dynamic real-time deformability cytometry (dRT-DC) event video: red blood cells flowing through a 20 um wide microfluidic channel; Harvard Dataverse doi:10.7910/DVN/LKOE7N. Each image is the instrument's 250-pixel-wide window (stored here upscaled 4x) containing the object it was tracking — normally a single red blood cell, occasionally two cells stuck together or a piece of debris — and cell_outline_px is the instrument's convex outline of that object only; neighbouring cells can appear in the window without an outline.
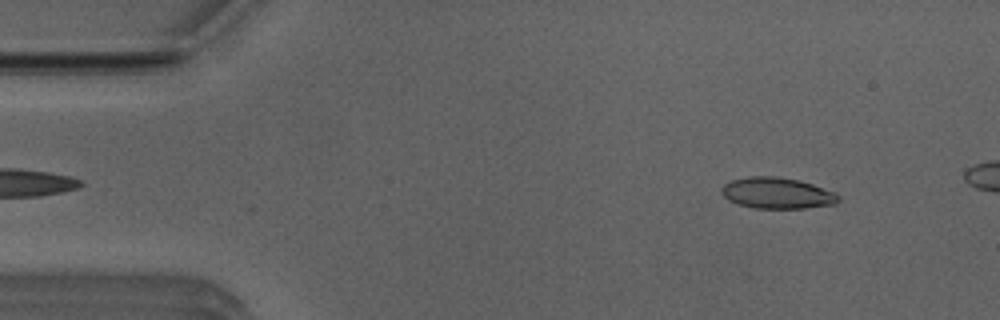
{"species": "Egyptian fruit bat (a non-hibernating species)", "species_latin": "Rousettus aegyptiacus", "temperature_condition": "room temperature", "stored_images_in_passage": 47, "camera_frame_rate_fps": 3000, "um_per_image_px": 0.085, "animal": {"sex": "male"}, "frame": {"image": 1, "passage_image": 5, "time_ms": 1.333, "image_size_px": [1000, 320], "cell_outline_px": [[840, 200], [836, 204], [804, 208], [756, 208], [740, 204], [728, 200], [720, 192], [720, 188], [724, 184], [732, 180], [752, 176], [776, 176], [800, 180], [836, 192], [840, 196]], "centroid_in_image_um": [66.08, 16.41], "position_along_channel_um": 18.9, "area_um2": 21.27}}
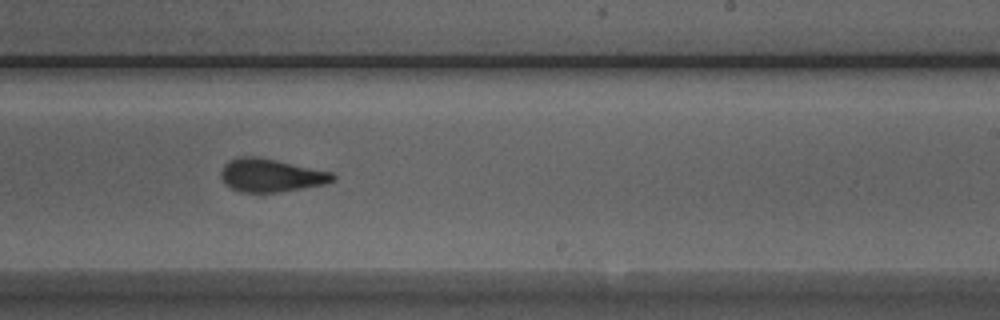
{"frame": {"image": 2, "passage_image": 30, "time_ms": 9.667, "image_size_px": [1000, 320], "cell_outline_px": [[336, 180], [324, 184], [280, 192], [240, 192], [224, 184], [220, 176], [220, 172], [224, 164], [228, 160], [236, 156], [256, 156], [276, 160], [332, 172], [336, 176]], "centroid_in_image_um": [22.99, 14.89], "position_along_channel_um": 266.0, "area_um2": 21.73}}
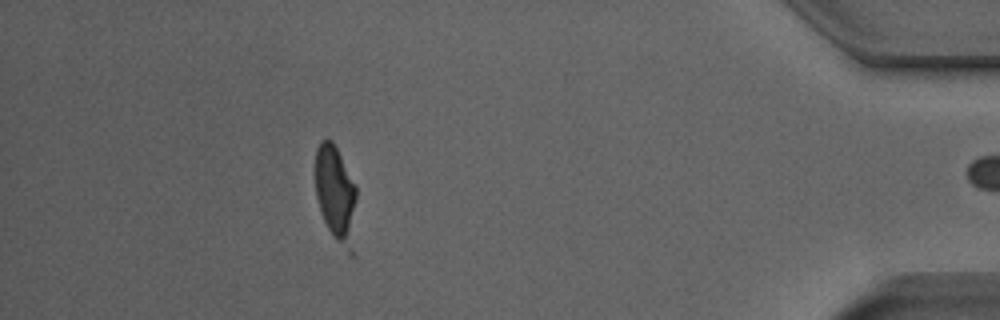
{"frame": {"image": 3, "passage_image": 45, "time_ms": 14.667, "image_size_px": [1000, 320], "cell_outline_px": [[356, 256], [348, 256], [336, 240], [328, 228], [320, 212], [316, 196], [316, 148], [320, 140], [332, 140], [356, 184]], "centroid_in_image_um": [28.6, 16.64], "position_along_channel_um": 406.6, "area_um2": 24.04}, "authors_computed_cell_mechanics": {"area_um2": 21.964, "velocity_mm_per_s": 3.9668, "shape_relaxation_time_tau1_ms": 7.1262, "shape_relaxation_time_tau2_ms": null, "deformation_change_tau1": 0.1953, "deformation_change_tau2": null}}